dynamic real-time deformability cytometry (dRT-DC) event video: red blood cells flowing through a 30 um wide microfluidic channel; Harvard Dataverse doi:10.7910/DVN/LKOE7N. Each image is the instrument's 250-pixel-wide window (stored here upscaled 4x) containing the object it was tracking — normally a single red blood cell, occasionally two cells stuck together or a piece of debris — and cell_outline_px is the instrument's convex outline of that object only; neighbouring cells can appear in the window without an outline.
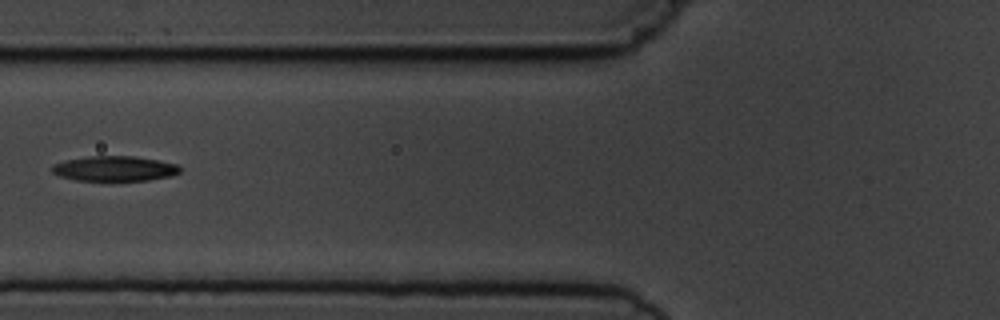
{"species": "common noctule bat (a hibernating species)", "species_latin": "Nyctalus noctula", "temperature_condition": "cold", "stored_images_in_passage": 3, "camera_frame_rate_fps": 3000, "um_per_image_px": 0.085, "animal": {"sex": "male", "body_mass_g": 19.5, "forearm_length_mm": 54.6}, "frame": {"image": 1, "passage_image": 2, "time_ms": 1.333, "image_size_px": [1000, 320], "cell_outline_px": [[180, 172], [172, 176], [148, 180], [76, 180], [60, 176], [52, 172], [52, 164], [64, 160], [88, 156], [132, 156], [156, 160], [176, 164], [180, 168]], "centroid_in_image_um": [9.71, 14.32], "position_along_channel_um": 116.1, "area_um2": 18.55}}
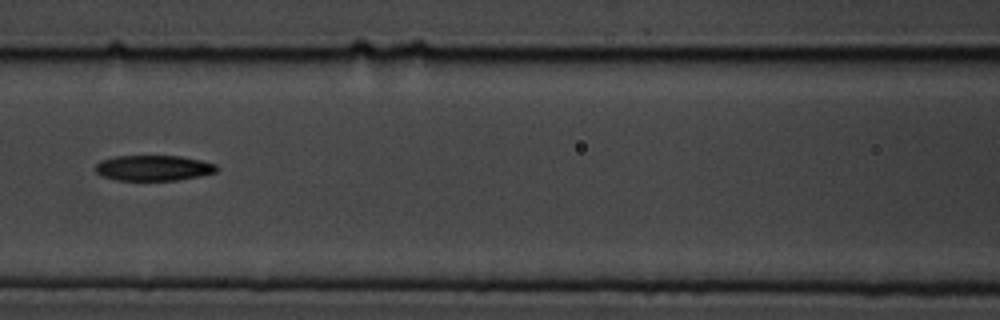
{"frame": {"image": 2, "passage_image": 3, "time_ms": 2.333, "image_size_px": [1000, 320], "cell_outline_px": [[216, 172], [200, 176], [176, 180], [116, 180], [100, 176], [96, 172], [96, 164], [100, 160], [116, 156], [180, 156], [200, 160], [216, 164]], "centroid_in_image_um": [13.01, 14.28], "position_along_channel_um": 153.6, "area_um2": 17.98}}